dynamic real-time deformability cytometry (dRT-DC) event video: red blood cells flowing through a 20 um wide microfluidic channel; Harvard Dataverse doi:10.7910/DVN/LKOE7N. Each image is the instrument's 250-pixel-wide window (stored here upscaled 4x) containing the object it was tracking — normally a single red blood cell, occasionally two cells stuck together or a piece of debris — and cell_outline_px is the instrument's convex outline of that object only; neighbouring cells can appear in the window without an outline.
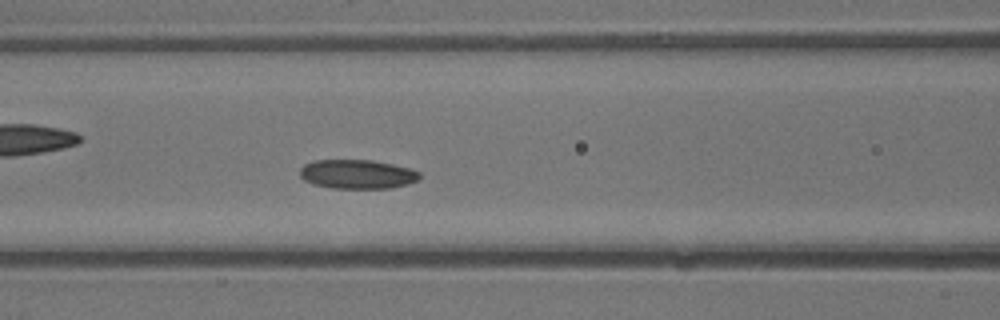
{"species": "common noctule bat (a hibernating species)", "species_latin": "Nyctalus noctula", "temperature_condition": "warm", "stored_images_in_passage": 15, "camera_frame_rate_fps": 3000, "um_per_image_px": 0.085, "animal": {"sex": "male", "body_mass_g": 13.3}, "frame": {"image": 1, "passage_image": 11, "time_ms": 3.333, "image_size_px": [1000, 320], "cell_outline_px": [[420, 176], [416, 180], [408, 184], [388, 188], [332, 188], [312, 184], [304, 180], [300, 176], [300, 168], [304, 164], [312, 160], [372, 160], [392, 164], [408, 168], [420, 172]], "centroid_in_image_um": [30.32, 14.8], "position_along_channel_um": 136.3, "area_um2": 20.29}}
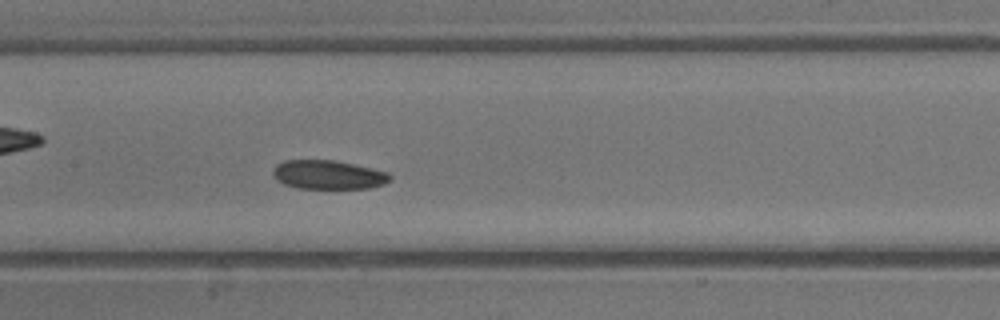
{"frame": {"image": 2, "passage_image": 13, "time_ms": 4.0, "image_size_px": [1000, 320], "cell_outline_px": [[392, 180], [384, 184], [368, 188], [296, 188], [284, 184], [276, 180], [272, 172], [272, 168], [276, 164], [284, 160], [332, 160], [352, 164], [388, 172], [392, 176]], "centroid_in_image_um": [27.87, 14.85], "position_along_channel_um": 179.5, "area_um2": 19.77}}
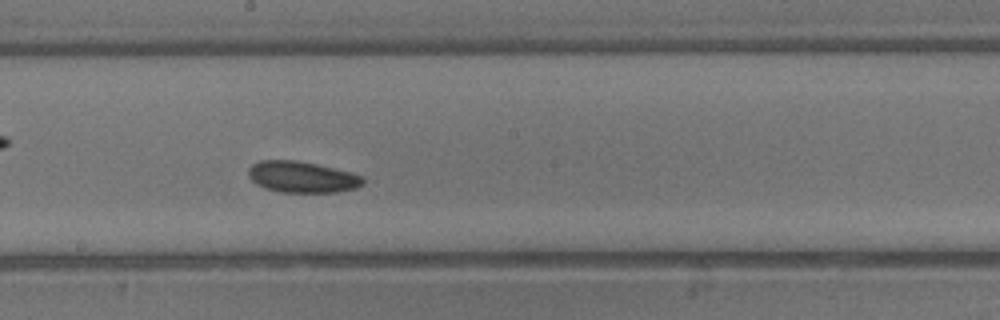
{"frame": {"image": 3, "passage_image": 15, "time_ms": 4.667, "image_size_px": [1000, 320], "cell_outline_px": [[364, 184], [356, 188], [336, 192], [284, 192], [264, 188], [256, 184], [248, 176], [248, 168], [252, 164], [260, 160], [296, 160], [316, 164], [352, 172], [364, 176]], "centroid_in_image_um": [25.68, 15.04], "position_along_channel_um": 222.5, "area_um2": 20.98}}